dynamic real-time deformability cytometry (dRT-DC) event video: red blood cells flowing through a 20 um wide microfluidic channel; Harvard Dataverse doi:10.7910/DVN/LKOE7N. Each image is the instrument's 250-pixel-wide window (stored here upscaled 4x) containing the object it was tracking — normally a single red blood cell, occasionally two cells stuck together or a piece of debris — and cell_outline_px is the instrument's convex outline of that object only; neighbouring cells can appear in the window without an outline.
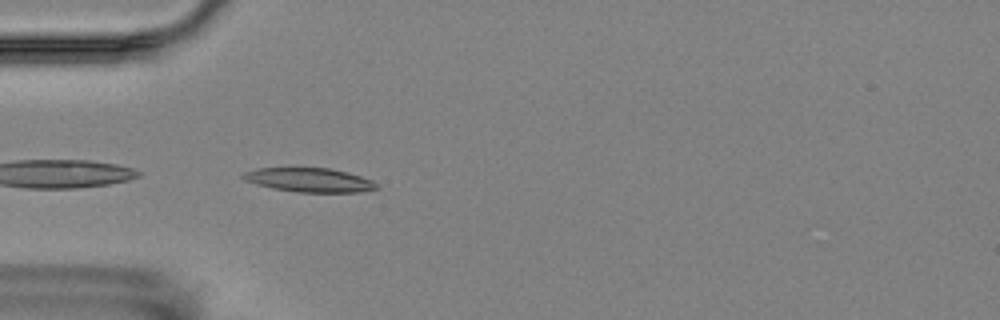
{"species": "Egyptian fruit bat (a non-hibernating species)", "species_latin": "Rousettus aegyptiacus", "temperature_condition": "room temperature", "stored_images_in_passage": 3, "camera_frame_rate_fps": 3000, "um_per_image_px": 0.085, "animal": {"sex": "female"}, "frame": {"image": 1, "passage_image": 3, "time_ms": 3.333, "image_size_px": [1000, 320], "cell_outline_px": [[380, 188], [360, 192], [296, 192], [272, 188], [256, 184], [244, 180], [240, 176], [244, 172], [256, 168], [328, 168], [360, 176], [372, 180]], "centroid_in_image_um": [26.26, 15.3], "position_along_channel_um": 58.7, "area_um2": 18.61}}